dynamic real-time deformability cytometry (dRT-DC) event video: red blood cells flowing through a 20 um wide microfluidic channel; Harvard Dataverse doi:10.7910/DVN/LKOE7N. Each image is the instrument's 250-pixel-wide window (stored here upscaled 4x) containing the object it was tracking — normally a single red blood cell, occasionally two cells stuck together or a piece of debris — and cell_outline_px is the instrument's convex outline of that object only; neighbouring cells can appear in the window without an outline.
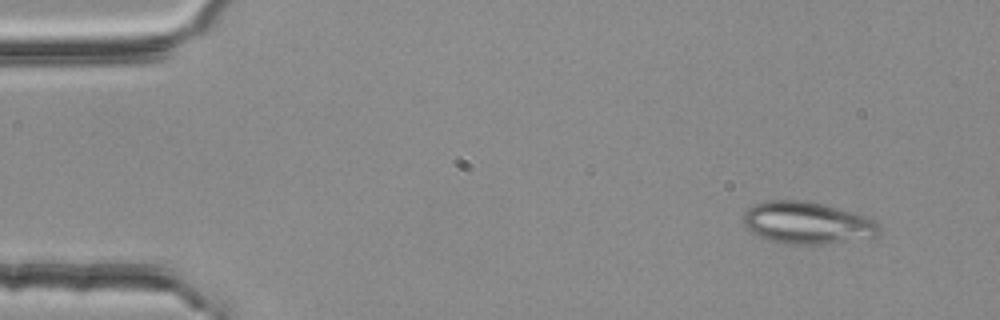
{"species": "common noctule bat (a hibernating species)", "species_latin": "Nyctalus noctula", "temperature_condition": "room temperature", "stored_images_in_passage": 4, "camera_frame_rate_fps": 3000, "um_per_image_px": 0.085, "animal": {"sex": "female", "body_mass_g": 25.1}, "frame": {"image": 1, "passage_image": 1, "time_ms": 0.0, "image_size_px": [1000, 320], "cell_outline_px": [[880, 232], [872, 240], [824, 244], [784, 244], [768, 240], [752, 232], [744, 224], [744, 212], [748, 208], [756, 204], [768, 200], [800, 200], [824, 204], [868, 216], [876, 220], [880, 228]], "centroid_in_image_um": [68.71, 18.97], "position_along_channel_um": 16.3, "area_um2": 33.93}}